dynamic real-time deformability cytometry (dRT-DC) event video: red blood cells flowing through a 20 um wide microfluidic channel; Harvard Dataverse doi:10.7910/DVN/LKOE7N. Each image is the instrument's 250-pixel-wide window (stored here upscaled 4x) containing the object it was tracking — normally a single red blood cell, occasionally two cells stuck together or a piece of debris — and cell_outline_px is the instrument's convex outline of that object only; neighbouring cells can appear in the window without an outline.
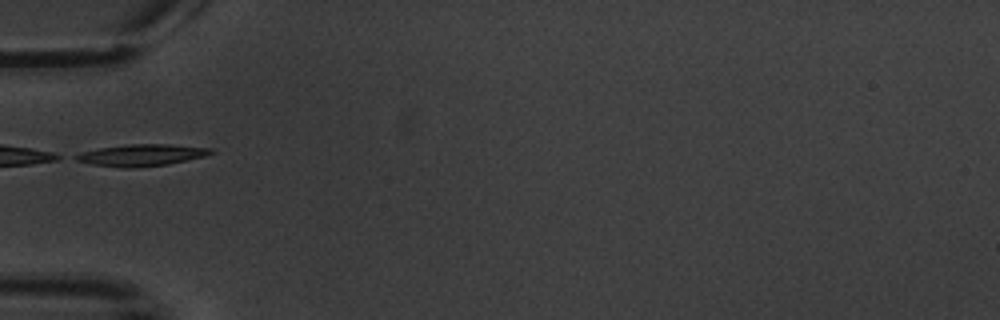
{"species": "common noctule bat (a hibernating species)", "species_latin": "Nyctalus noctula", "temperature_condition": "warm", "stored_images_in_passage": 15, "camera_frame_rate_fps": 3000, "um_per_image_px": 0.085, "animal": {"sex": "male", "body_mass_g": 20.1, "forearm_length_mm": 53.5}, "frame": {"image": 1, "passage_image": 5, "time_ms": 6.0, "image_size_px": [1000, 320], "cell_outline_px": [[216, 152], [204, 156], [168, 164], [132, 168], [124, 168], [92, 164], [76, 160], [72, 156], [80, 152], [100, 148], [124, 144], [172, 144], [216, 148]], "centroid_in_image_um": [12.07, 13.17], "position_along_channel_um": 72.9, "area_um2": 17.28}}
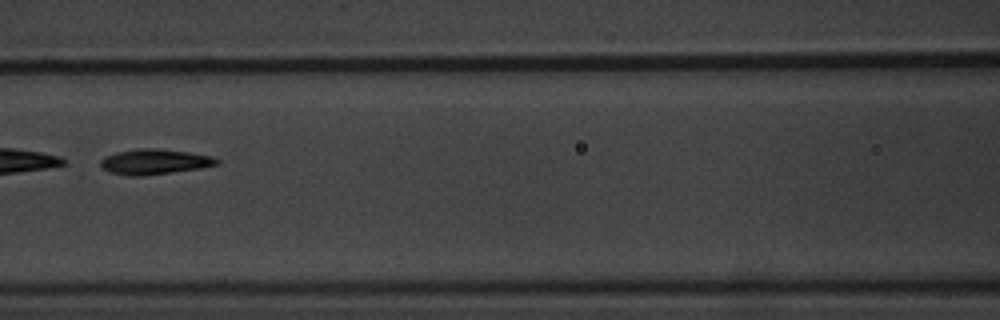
{"frame": {"image": 2, "passage_image": 7, "time_ms": 8.333, "image_size_px": [1000, 320], "cell_outline_px": [[220, 164], [200, 168], [140, 176], [128, 176], [112, 172], [104, 168], [100, 164], [100, 160], [104, 156], [116, 152], [140, 148], [156, 148], [188, 152], [212, 156], [220, 160]], "centroid_in_image_um": [13.15, 13.74], "position_along_channel_um": 153.5, "area_um2": 16.99}, "authors_computed_cell_mechanics": {"area_um2": 17.2822, "velocity_mm_per_s": 3.4169, "shape_relaxation_time_tau1_ms": 2.6973, "shape_relaxation_time_tau2_ms": 1.4863, "deformation_change_tau1": 0.1027, "deformation_change_tau2": 0.0481}}